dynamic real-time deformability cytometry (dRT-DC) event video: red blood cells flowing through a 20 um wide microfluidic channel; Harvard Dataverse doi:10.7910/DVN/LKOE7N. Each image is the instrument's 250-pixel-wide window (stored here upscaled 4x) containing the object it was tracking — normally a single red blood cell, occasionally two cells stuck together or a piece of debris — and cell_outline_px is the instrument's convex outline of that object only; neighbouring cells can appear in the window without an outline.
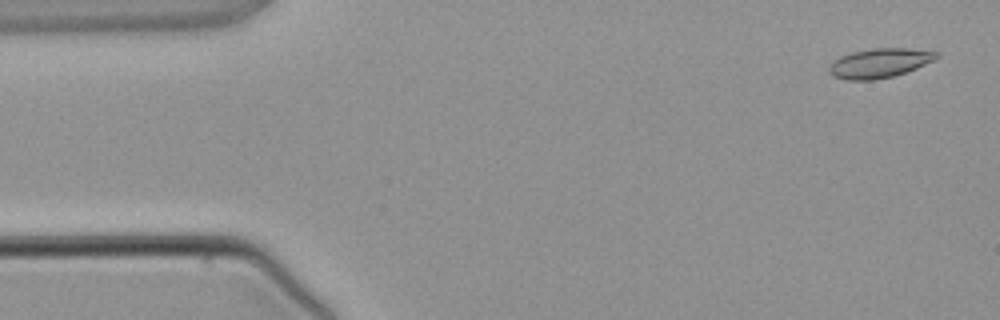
{"species": "common noctule bat (a hibernating species)", "species_latin": "Nyctalus noctula", "temperature_condition": "warm", "stored_images_in_passage": 4, "segment_of_instrument_passage": [2, 2], "camera_frame_rate_fps": 3000, "um_per_image_px": 0.085, "animal": {"sex": "male", "body_mass_g": 21.5, "forearm_length_mm": 52.0}, "frame": {"image": 1, "passage_image": 4, "time_ms": 4.333, "image_size_px": [1000, 320], "cell_outline_px": [[940, 56], [916, 68], [892, 76], [876, 80], [848, 80], [832, 76], [828, 72], [828, 68], [840, 56], [852, 52], [872, 48], [908, 48], [940, 52]], "centroid_in_image_um": [74.75, 5.36], "position_along_channel_um": 10.3, "area_um2": 18.26}}